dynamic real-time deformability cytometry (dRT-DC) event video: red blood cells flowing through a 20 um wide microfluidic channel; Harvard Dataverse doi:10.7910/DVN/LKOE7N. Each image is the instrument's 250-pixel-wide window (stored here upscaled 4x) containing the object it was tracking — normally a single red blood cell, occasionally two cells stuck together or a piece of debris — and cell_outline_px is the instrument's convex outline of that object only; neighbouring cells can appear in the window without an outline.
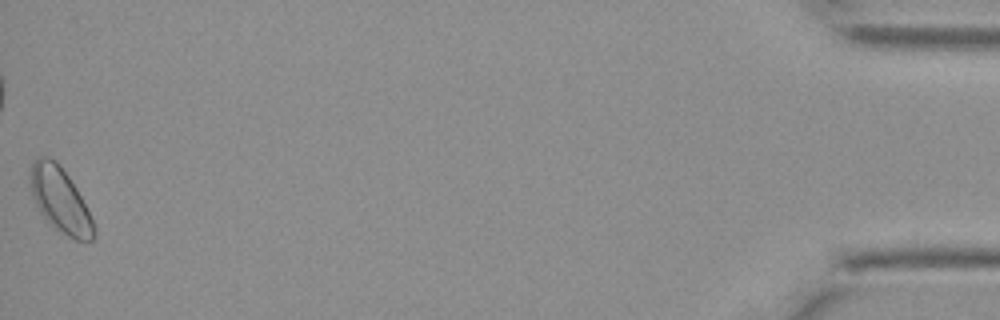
{"species": "Egyptian fruit bat (a non-hibernating species)", "species_latin": "Rousettus aegyptiacus", "temperature_condition": "cold", "stored_images_in_passage": 40, "camera_frame_rate_fps": 3000, "um_per_image_px": 0.085, "animal": {"sex": "female"}, "frame": {"image": 1, "passage_image": 40, "time_ms": 13.0, "image_size_px": [1000, 320], "cell_outline_px": [[96, 236], [92, 240], [76, 240], [68, 236], [56, 228], [40, 212], [32, 196], [32, 164], [36, 156], [44, 156], [56, 160], [60, 164], [76, 188], [96, 228]], "centroid_in_image_um": [5.14, 16.99], "position_along_channel_um": 430.1, "area_um2": 23.29}}